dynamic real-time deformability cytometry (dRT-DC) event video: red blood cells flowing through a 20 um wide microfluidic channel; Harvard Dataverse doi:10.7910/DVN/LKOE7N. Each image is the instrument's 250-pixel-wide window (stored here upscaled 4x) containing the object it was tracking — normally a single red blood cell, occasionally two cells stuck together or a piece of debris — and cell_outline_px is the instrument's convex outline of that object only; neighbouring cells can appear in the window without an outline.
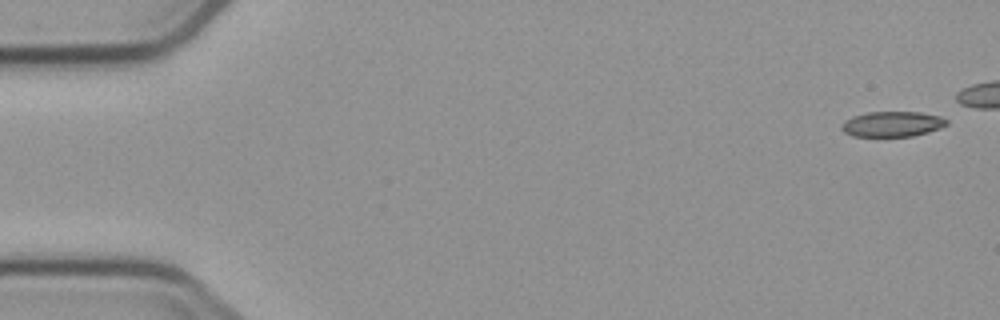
{"species": "common noctule bat (a hibernating species)", "species_latin": "Nyctalus noctula", "temperature_condition": "cold", "stored_images_in_passage": 5, "camera_frame_rate_fps": 3000, "um_per_image_px": 0.085, "animal": {"sex": "male", "body_mass_g": 23.1, "forearm_length_mm": 52.7}, "frame": {"image": 1, "passage_image": 1, "time_ms": 0.0, "image_size_px": [1000, 320], "cell_outline_px": [[948, 124], [940, 128], [928, 132], [912, 136], [852, 136], [844, 132], [840, 128], [844, 120], [852, 116], [868, 112], [920, 112], [940, 116], [948, 120]], "centroid_in_image_um": [75.83, 10.54], "position_along_channel_um": 9.2, "area_um2": 15.55}}
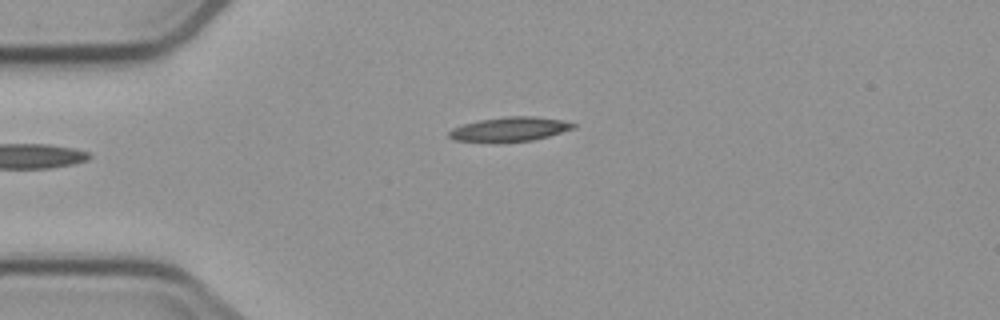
{"frame": {"image": 2, "passage_image": 5, "time_ms": 5.667, "image_size_px": [1000, 320], "cell_outline_px": [[576, 128], [548, 136], [532, 140], [496, 144], [452, 140], [448, 136], [448, 132], [452, 128], [464, 124], [480, 120], [508, 116], [536, 116], [560, 120], [576, 124]], "centroid_in_image_um": [43.27, 11.01], "position_along_channel_um": 41.7, "area_um2": 18.03}}